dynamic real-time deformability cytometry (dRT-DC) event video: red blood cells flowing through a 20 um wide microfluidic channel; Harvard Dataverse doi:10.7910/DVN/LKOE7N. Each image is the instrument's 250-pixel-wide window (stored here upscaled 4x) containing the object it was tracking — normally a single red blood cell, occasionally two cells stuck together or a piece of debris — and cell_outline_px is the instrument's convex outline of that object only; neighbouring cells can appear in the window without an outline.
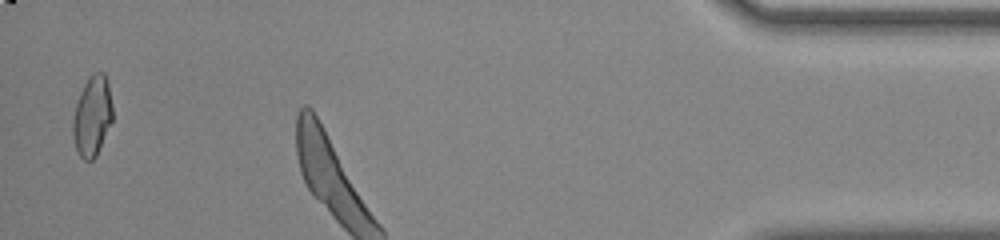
{"species": "common noctule bat (a hibernating species)", "species_latin": "Nyctalus noctula", "temperature_condition": "room temperature", "stored_images_in_passage": 33, "camera_frame_rate_fps": 3000, "um_per_image_px": 0.085, "animal": {"sex": "male", "body_mass_g": 20.0, "forearm_length_mm": 53.3}, "frame": {"image": 1, "passage_image": 32, "time_ms": 10.333, "image_size_px": [1000, 240], "cell_outline_px": [[112, 120], [96, 156], [92, 160], [84, 160], [76, 152], [72, 136], [72, 120], [76, 104], [80, 92], [88, 76], [96, 72], [104, 72], [108, 80], [112, 104]], "centroid_in_image_um": [7.82, 9.86], "position_along_channel_um": 427.4, "area_um2": 18.73}}